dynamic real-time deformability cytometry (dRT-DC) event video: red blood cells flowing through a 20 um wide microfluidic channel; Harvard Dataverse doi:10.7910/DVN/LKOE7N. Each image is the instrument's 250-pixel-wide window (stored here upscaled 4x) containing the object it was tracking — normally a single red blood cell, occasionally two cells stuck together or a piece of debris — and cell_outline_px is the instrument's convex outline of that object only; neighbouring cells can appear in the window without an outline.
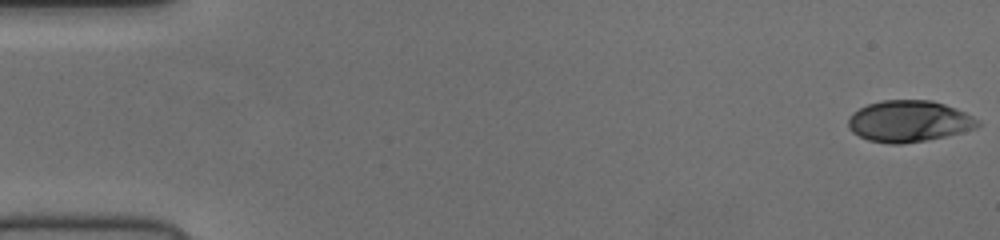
{"species": "human", "species_latin": "Homo sapiens", "temperature_condition": "cold", "stored_images_in_passage": 42, "camera_frame_rate_fps": 3000, "um_per_image_px": 0.085, "donor": {"sex": "female"}, "frame": {"image": 1, "passage_image": 1, "time_ms": 0.0, "image_size_px": [1000, 240], "cell_outline_px": [[980, 124], [976, 128], [944, 136], [924, 140], [900, 144], [892, 144], [868, 140], [852, 132], [848, 128], [848, 116], [852, 112], [868, 104], [880, 100], [932, 100], [956, 108], [980, 120]], "centroid_in_image_um": [77.23, 10.29], "position_along_channel_um": 7.8, "area_um2": 31.15}}
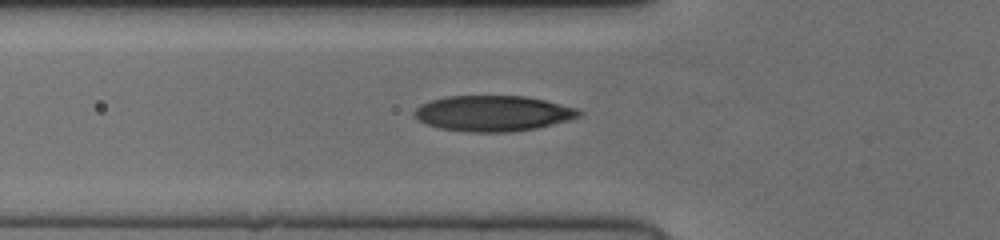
{"frame": {"image": 2, "passage_image": 19, "time_ms": 6.0, "image_size_px": [1000, 240], "cell_outline_px": [[584, 112], [580, 116], [568, 120], [536, 128], [512, 132], [468, 132], [440, 128], [428, 124], [412, 116], [412, 112], [420, 104], [432, 100], [448, 96], [524, 96], [544, 100], [576, 108]], "centroid_in_image_um": [41.89, 9.64], "position_along_channel_um": 83.9, "area_um2": 34.1}}
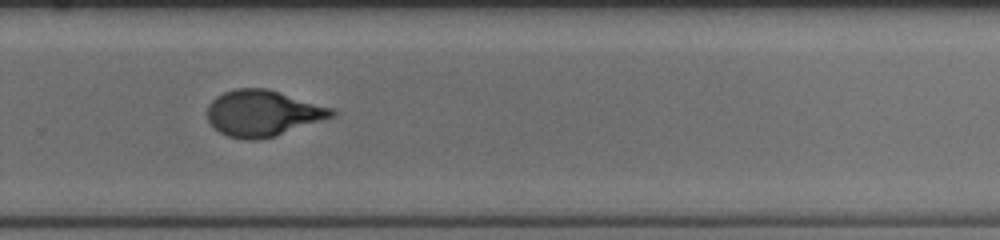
{"frame": {"image": 3, "passage_image": 36, "time_ms": 11.667, "image_size_px": [1000, 240], "cell_outline_px": [[336, 116], [276, 136], [260, 140], [248, 140], [228, 136], [220, 132], [208, 120], [208, 104], [216, 96], [224, 92], [236, 88], [264, 88], [332, 108], [336, 112]], "centroid_in_image_um": [22.34, 9.64], "position_along_channel_um": 307.5, "area_um2": 33.18}}